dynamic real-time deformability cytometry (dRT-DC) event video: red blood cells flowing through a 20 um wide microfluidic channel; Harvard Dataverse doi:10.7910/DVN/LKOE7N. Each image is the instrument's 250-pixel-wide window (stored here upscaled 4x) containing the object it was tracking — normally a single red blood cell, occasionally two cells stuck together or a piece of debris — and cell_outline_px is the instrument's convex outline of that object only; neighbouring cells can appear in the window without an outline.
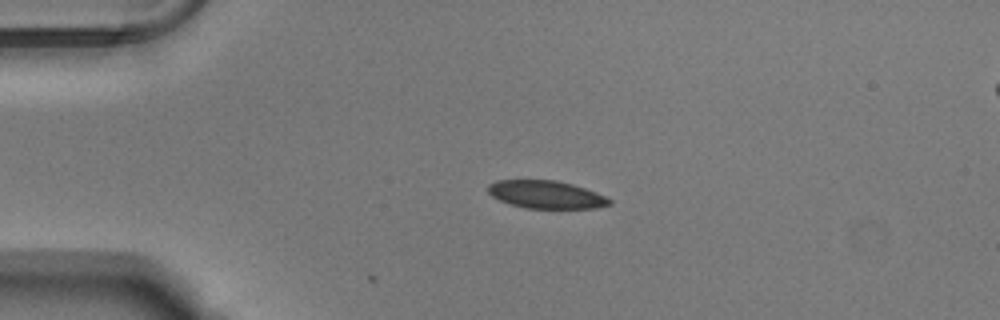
{"species": "Egyptian fruit bat (a non-hibernating species)", "species_latin": "Rousettus aegyptiacus", "temperature_condition": "warm", "stored_images_in_passage": 12, "camera_frame_rate_fps": 3000, "um_per_image_px": 0.085, "animal": {"sex": "male"}, "frame": {"image": 1, "passage_image": 12, "time_ms": 3.667, "image_size_px": [1000, 320], "cell_outline_px": [[612, 204], [596, 208], [524, 208], [500, 200], [492, 196], [488, 192], [488, 184], [496, 180], [556, 180], [572, 184], [596, 192], [612, 200]], "centroid_in_image_um": [46.42, 16.53], "position_along_channel_um": 38.6, "area_um2": 19.59}}